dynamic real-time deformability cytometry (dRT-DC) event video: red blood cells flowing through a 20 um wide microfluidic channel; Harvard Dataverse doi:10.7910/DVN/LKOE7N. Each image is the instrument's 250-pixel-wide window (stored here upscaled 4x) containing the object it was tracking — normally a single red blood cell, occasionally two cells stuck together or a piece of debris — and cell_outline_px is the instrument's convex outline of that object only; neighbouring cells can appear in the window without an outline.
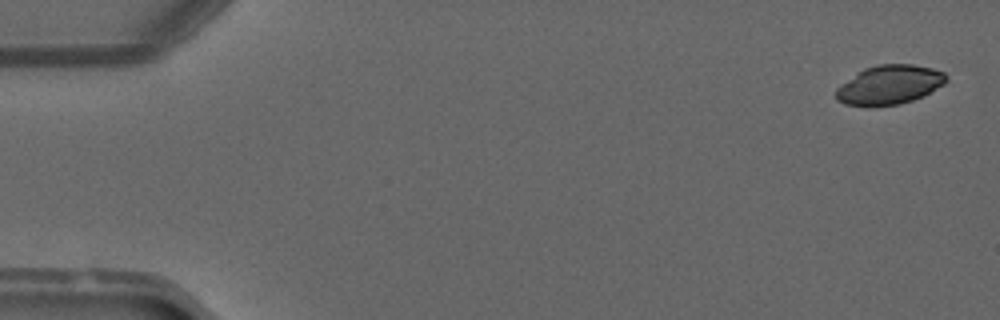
{"species": "common noctule bat (a hibernating species)", "species_latin": "Nyctalus noctula", "temperature_condition": "warm", "stored_images_in_passage": 22, "camera_frame_rate_fps": 3000, "um_per_image_px": 0.085, "animal": {"sex": "male", "forearm_length_mm": 52.5}, "frame": {"image": 1, "passage_image": 2, "time_ms": 0.333, "image_size_px": [1000, 320], "cell_outline_px": [[948, 80], [944, 84], [924, 96], [900, 104], [868, 108], [844, 104], [836, 100], [836, 88], [864, 68], [880, 64], [912, 64], [932, 68], [944, 72], [948, 76]], "centroid_in_image_um": [75.6, 7.23], "position_along_channel_um": 9.4, "area_um2": 25.55}}
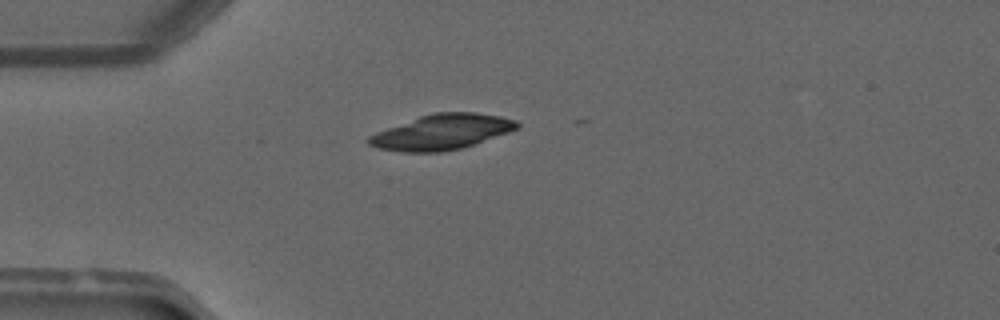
{"frame": {"image": 2, "passage_image": 14, "time_ms": 4.333, "image_size_px": [1000, 320], "cell_outline_px": [[520, 124], [516, 128], [508, 132], [464, 148], [444, 152], [400, 152], [376, 148], [368, 144], [368, 136], [376, 132], [420, 116], [432, 112], [476, 112], [500, 116], [516, 120]], "centroid_in_image_um": [37.54, 11.23], "position_along_channel_um": 47.5, "area_um2": 30.52}}